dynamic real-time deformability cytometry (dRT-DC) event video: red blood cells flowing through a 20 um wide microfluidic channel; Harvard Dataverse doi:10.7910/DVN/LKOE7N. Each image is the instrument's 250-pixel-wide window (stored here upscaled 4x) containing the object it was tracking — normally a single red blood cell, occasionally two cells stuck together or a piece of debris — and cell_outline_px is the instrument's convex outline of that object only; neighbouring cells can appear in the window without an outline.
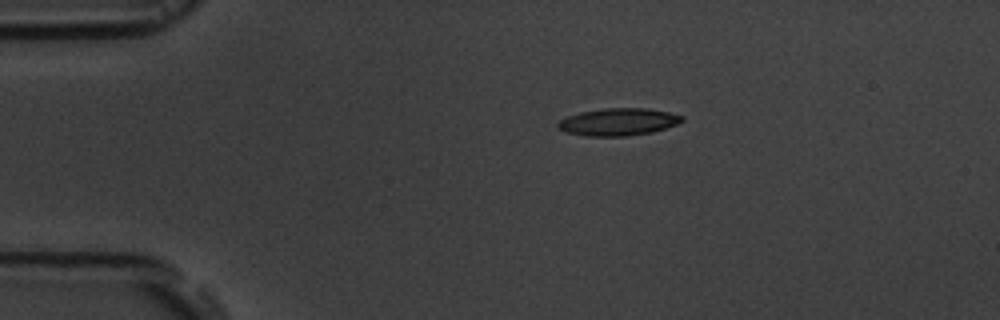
{"species": "common noctule bat (a hibernating species)", "species_latin": "Nyctalus noctula", "temperature_condition": "room temperature", "stored_images_in_passage": 14, "camera_frame_rate_fps": 3000, "um_per_image_px": 0.085, "animal": {"sex": "male", "body_mass_g": 19.5, "forearm_length_mm": 54.6}, "frame": {"image": 1, "passage_image": 1, "time_ms": 0.0, "image_size_px": [1000, 320], "cell_outline_px": [[684, 120], [676, 124], [652, 132], [628, 136], [584, 136], [568, 132], [556, 128], [556, 124], [560, 120], [568, 116], [580, 112], [604, 108], [648, 108], [668, 112], [684, 116]], "centroid_in_image_um": [52.54, 10.36], "position_along_channel_um": 32.5, "area_um2": 19.77}}
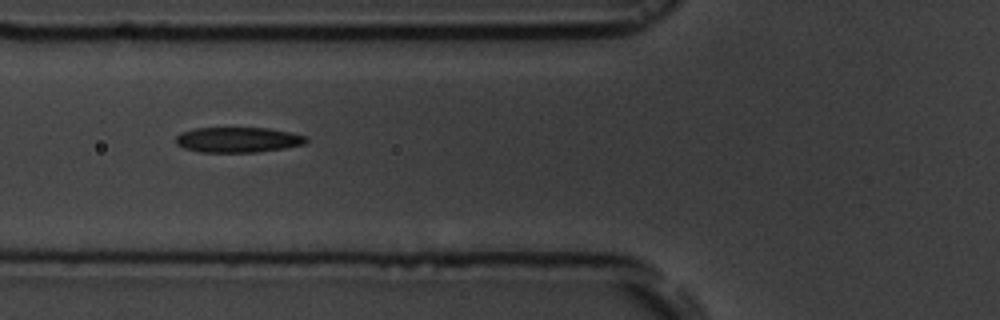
{"frame": {"image": 2, "passage_image": 4, "time_ms": 3.333, "image_size_px": [1000, 320], "cell_outline_px": [[308, 140], [304, 144], [284, 148], [256, 152], [200, 152], [184, 148], [176, 144], [176, 136], [180, 132], [196, 128], [268, 128], [292, 132], [308, 136]], "centroid_in_image_um": [20.24, 11.87], "position_along_channel_um": 105.6, "area_um2": 19.31}}
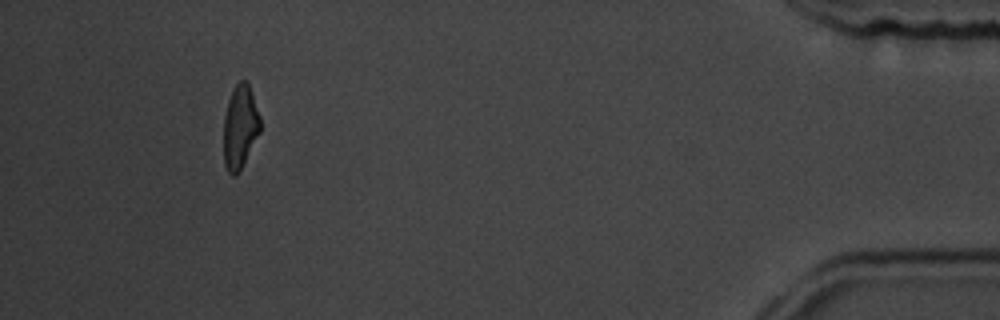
{"frame": {"image": 3, "passage_image": 13, "time_ms": 13.667, "image_size_px": [1000, 320], "cell_outline_px": [[260, 132], [236, 176], [232, 176], [228, 172], [224, 164], [224, 116], [228, 100], [236, 84], [240, 80], [244, 80], [248, 84], [260, 116]], "centroid_in_image_um": [20.39, 10.8], "position_along_channel_um": 414.8, "area_um2": 17.51}, "authors_computed_cell_mechanics": {"area_um2": 19.3919, "velocity_mm_per_s": 3.6425, "shape_relaxation_time_tau1_ms": 2.6376, "shape_relaxation_time_tau2_ms": 2.1939, "deformation_change_tau1": 0.1226, "deformation_change_tau2": 0.099}}